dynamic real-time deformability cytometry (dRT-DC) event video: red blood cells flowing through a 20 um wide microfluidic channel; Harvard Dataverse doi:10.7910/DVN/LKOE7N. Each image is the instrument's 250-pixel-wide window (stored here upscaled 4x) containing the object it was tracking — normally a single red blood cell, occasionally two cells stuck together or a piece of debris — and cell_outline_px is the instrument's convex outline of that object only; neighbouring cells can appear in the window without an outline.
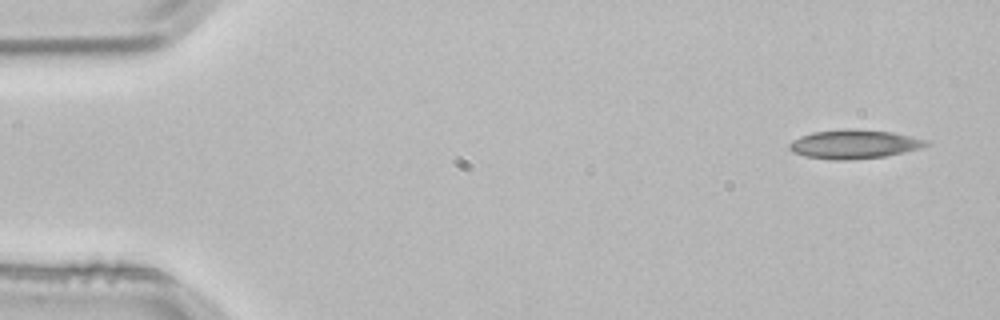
{"species": "common noctule bat (a hibernating species)", "species_latin": "Nyctalus noctula", "temperature_condition": "room temperature", "stored_images_in_passage": 4, "camera_frame_rate_fps": 3000, "um_per_image_px": 0.085, "animal": {"sex": "male", "body_mass_g": 21.5, "forearm_length_mm": 52.0}, "frame": {"image": 1, "passage_image": 1, "time_ms": 0.0, "image_size_px": [1000, 320], "cell_outline_px": [[928, 144], [920, 148], [904, 152], [884, 156], [848, 160], [832, 160], [808, 156], [792, 152], [788, 148], [788, 144], [792, 140], [800, 136], [812, 132], [856, 128], [892, 132], [928, 140]], "centroid_in_image_um": [72.57, 12.25], "position_along_channel_um": 12.4, "area_um2": 22.95}}
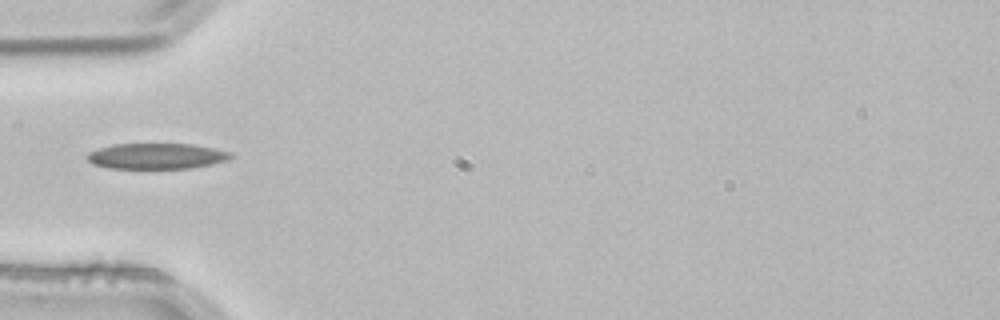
{"frame": {"image": 2, "passage_image": 4, "time_ms": 1.0, "image_size_px": [1000, 320], "cell_outline_px": [[232, 156], [228, 160], [212, 164], [192, 168], [108, 168], [92, 164], [84, 156], [88, 152], [112, 144], [192, 144], [232, 152]], "centroid_in_image_um": [13.28, 13.27], "position_along_channel_um": 71.7, "area_um2": 21.56}}